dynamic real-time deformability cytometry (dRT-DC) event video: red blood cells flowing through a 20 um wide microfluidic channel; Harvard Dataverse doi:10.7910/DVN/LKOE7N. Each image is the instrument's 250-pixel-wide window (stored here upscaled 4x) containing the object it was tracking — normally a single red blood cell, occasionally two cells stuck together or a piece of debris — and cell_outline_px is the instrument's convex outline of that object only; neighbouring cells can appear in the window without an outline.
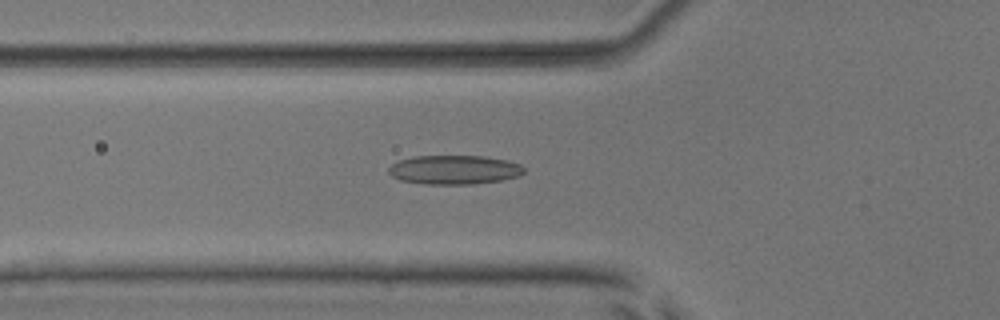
{"species": "common noctule bat (a hibernating species)", "species_latin": "Nyctalus noctula", "temperature_condition": "room temperature", "stored_images_in_passage": 53, "camera_frame_rate_fps": 3000, "um_per_image_px": 0.085, "animal": {"sex": "male", "body_mass_g": 17.9, "forearm_length_mm": 54.2}, "frame": {"image": 1, "passage_image": 19, "time_ms": 6.0, "image_size_px": [1000, 320], "cell_outline_px": [[524, 172], [516, 176], [500, 180], [472, 184], [424, 184], [400, 180], [392, 176], [388, 172], [388, 168], [392, 164], [400, 160], [412, 156], [484, 156], [508, 160], [520, 164], [524, 168]], "centroid_in_image_um": [38.59, 14.42], "position_along_channel_um": 87.2, "area_um2": 22.89}}
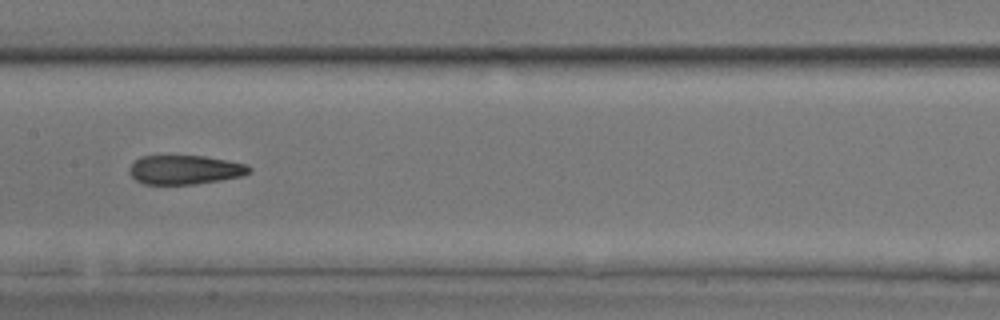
{"frame": {"image": 2, "passage_image": 27, "time_ms": 8.667, "image_size_px": [1000, 320], "cell_outline_px": [[252, 172], [244, 176], [220, 180], [192, 184], [144, 184], [136, 180], [128, 172], [128, 168], [140, 156], [204, 156], [228, 160], [248, 164], [252, 168]], "centroid_in_image_um": [15.76, 14.43], "position_along_channel_um": 191.6, "area_um2": 20.46}}
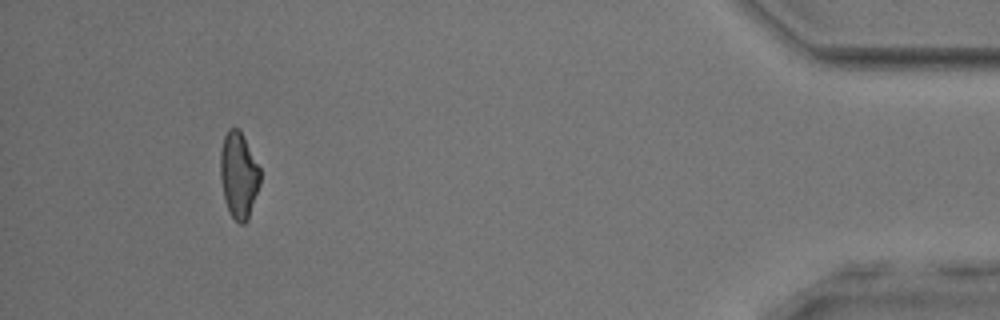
{"frame": {"image": 3, "passage_image": 49, "time_ms": 16.0, "image_size_px": [1000, 320], "cell_outline_px": [[260, 184], [248, 220], [244, 224], [240, 224], [232, 216], [224, 200], [220, 176], [220, 152], [224, 136], [228, 128], [236, 128], [240, 132], [260, 168]], "centroid_in_image_um": [20.28, 14.92], "position_along_channel_um": 414.9, "area_um2": 19.77}, "authors_computed_cell_mechanics": {"area_um2": 21.2704, "velocity_mm_per_s": 3.9089, "shape_relaxation_time_tau1_ms": null, "shape_relaxation_time_tau2_ms": 2.5912, "deformation_change_tau1": null, "deformation_change_tau2": 0.1079}}